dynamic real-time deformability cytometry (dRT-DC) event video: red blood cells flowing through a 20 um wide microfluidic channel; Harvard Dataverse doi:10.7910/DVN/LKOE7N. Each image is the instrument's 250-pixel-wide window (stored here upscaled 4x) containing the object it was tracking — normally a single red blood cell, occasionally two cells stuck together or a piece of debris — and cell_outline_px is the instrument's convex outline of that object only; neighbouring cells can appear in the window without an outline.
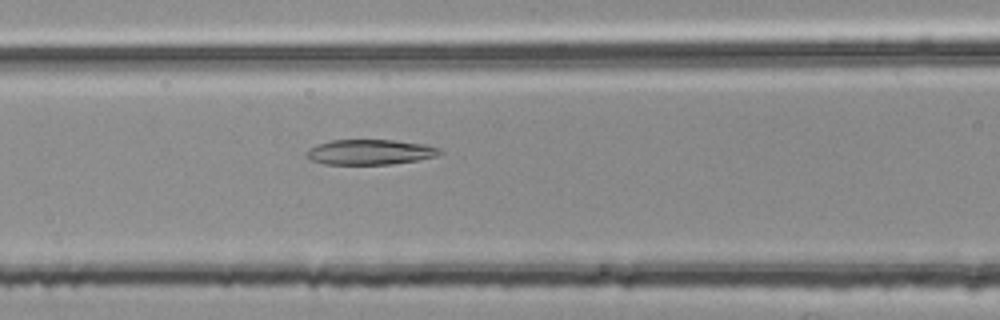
{"species": "common noctule bat (a hibernating species)", "species_latin": "Nyctalus noctula", "temperature_condition": "room temperature", "stored_images_in_passage": 28, "camera_frame_rate_fps": 3000, "um_per_image_px": 0.085, "animal": {"sex": "female", "body_mass_g": 25.1}, "frame": {"image": 1, "passage_image": 7, "time_ms": 2.0, "image_size_px": [1000, 320], "cell_outline_px": [[444, 152], [436, 156], [416, 160], [388, 164], [324, 164], [312, 160], [304, 156], [304, 152], [308, 148], [316, 144], [332, 140], [396, 140], [424, 144], [440, 148]], "centroid_in_image_um": [31.41, 12.92], "position_along_channel_um": 135.2, "area_um2": 19.65}}
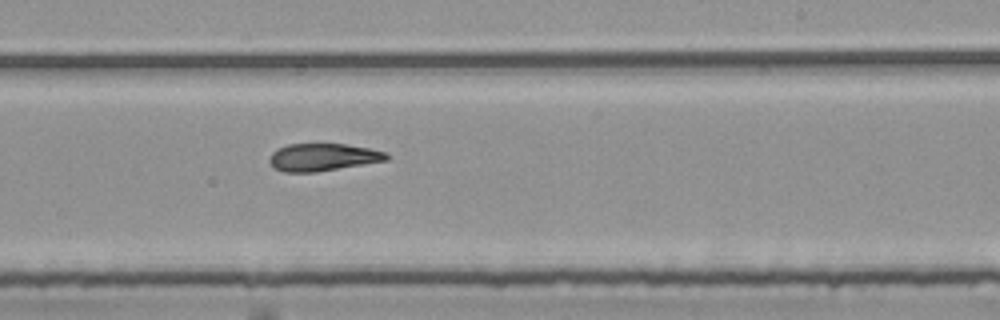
{"frame": {"image": 2, "passage_image": 17, "time_ms": 5.333, "image_size_px": [1000, 320], "cell_outline_px": [[392, 156], [388, 160], [316, 172], [284, 172], [276, 168], [268, 160], [272, 152], [288, 144], [344, 144], [368, 148], [388, 152]], "centroid_in_image_um": [27.49, 13.36], "position_along_channel_um": 261.5, "area_um2": 18.67}}
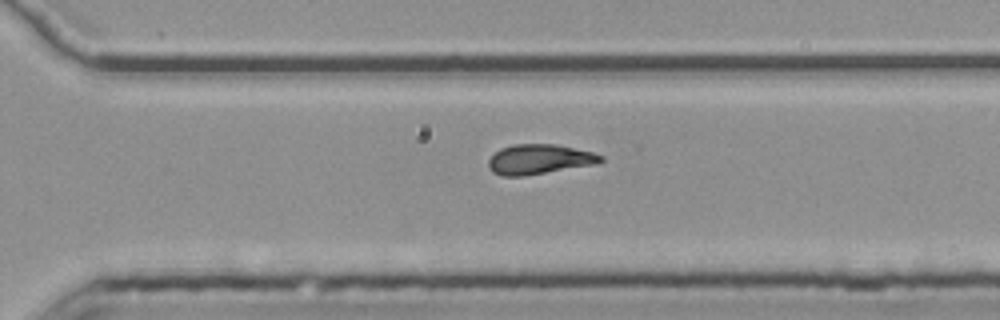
{"frame": {"image": 3, "passage_image": 22, "time_ms": 7.0, "image_size_px": [1000, 320], "cell_outline_px": [[604, 160], [596, 164], [524, 176], [500, 176], [492, 172], [488, 168], [488, 160], [500, 148], [512, 144], [556, 144], [592, 152], [604, 156]], "centroid_in_image_um": [45.82, 13.54], "position_along_channel_um": 324.8, "area_um2": 19.65}, "authors_computed_cell_mechanics": {"area_um2": 19.363, "velocity_mm_per_s": 3.7977, "shape_relaxation_time_tau1_ms": null, "shape_relaxation_time_tau2_ms": 9.2804, "deformation_change_tau1": null, "deformation_change_tau2": 0.1873}}